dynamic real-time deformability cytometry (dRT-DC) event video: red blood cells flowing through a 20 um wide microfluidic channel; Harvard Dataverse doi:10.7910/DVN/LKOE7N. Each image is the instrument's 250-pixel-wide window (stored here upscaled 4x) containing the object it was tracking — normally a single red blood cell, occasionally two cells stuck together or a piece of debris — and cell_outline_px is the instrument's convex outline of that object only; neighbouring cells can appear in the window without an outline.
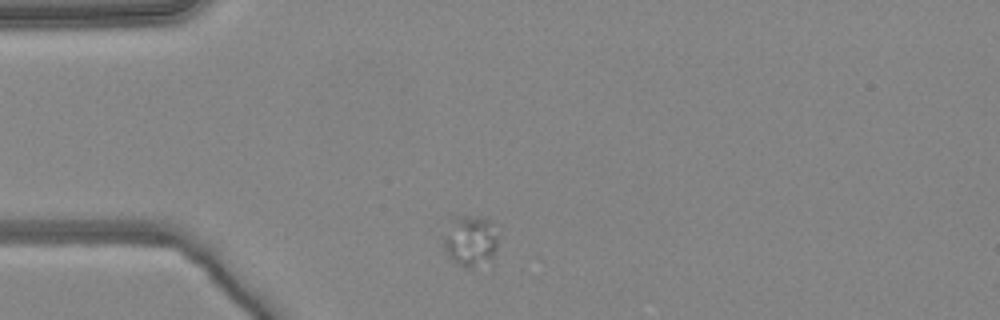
{"species": "common noctule bat (a hibernating species)", "species_latin": "Nyctalus noctula", "temperature_condition": "warm", "stored_images_in_passage": 2, "camera_frame_rate_fps": 3000, "um_per_image_px": 0.085, "animal": {"sex": "female", "body_mass_g": 24.6, "forearm_length_mm": 56.2}, "frame": {"image": 1, "passage_image": 1, "time_ms": 0.0, "image_size_px": [1000, 320], "cell_outline_px": [[496, 248], [492, 260], [472, 268], [464, 268], [452, 260], [444, 252], [440, 244], [440, 236], [452, 216], [484, 216], [492, 220], [496, 236]], "centroid_in_image_um": [39.89, 20.44], "position_along_channel_um": 45.1, "area_um2": 17.11}}
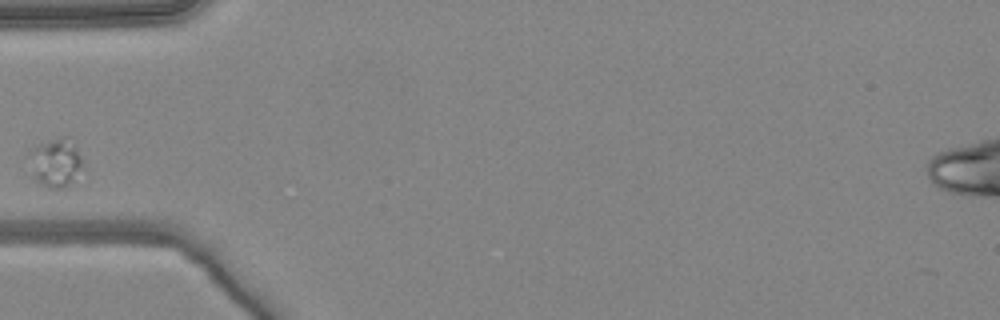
{"frame": {"image": 2, "passage_image": 2, "time_ms": 0.333, "image_size_px": [1000, 320], "cell_outline_px": [[84, 168], [64, 188], [48, 188], [36, 180], [32, 176], [32, 148], [40, 144], [60, 136], [64, 136], [80, 156]], "centroid_in_image_um": [4.74, 13.86], "position_along_channel_um": 80.3, "area_um2": 14.39}}